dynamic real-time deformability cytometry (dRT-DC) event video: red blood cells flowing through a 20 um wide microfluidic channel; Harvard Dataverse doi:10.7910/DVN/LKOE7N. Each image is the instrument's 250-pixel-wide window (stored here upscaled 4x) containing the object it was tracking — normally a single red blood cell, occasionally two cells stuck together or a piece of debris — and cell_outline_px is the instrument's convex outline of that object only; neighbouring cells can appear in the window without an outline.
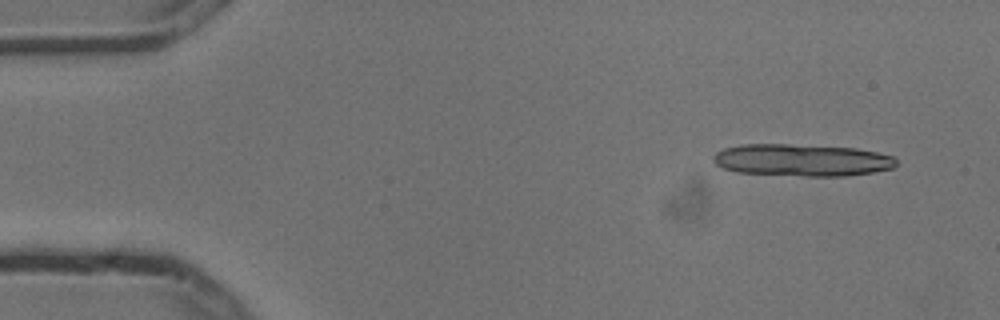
{"species": "common noctule bat (a hibernating species)", "species_latin": "Nyctalus noctula", "temperature_condition": "cold", "stored_images_in_passage": 5, "camera_frame_rate_fps": 3000, "um_per_image_px": 0.085, "animal": {"sex": "male", "body_mass_g": 13.3}, "frame": {"image": 1, "passage_image": 2, "time_ms": 0.333, "image_size_px": [1000, 320], "cell_outline_px": [[896, 164], [892, 168], [872, 172], [848, 176], [804, 176], [736, 172], [724, 168], [716, 164], [712, 160], [712, 156], [716, 152], [724, 148], [744, 144], [788, 144], [856, 148], [876, 152], [892, 156], [896, 160]], "centroid_in_image_um": [68.13, 13.61], "position_along_channel_um": 16.9, "area_um2": 34.22}}